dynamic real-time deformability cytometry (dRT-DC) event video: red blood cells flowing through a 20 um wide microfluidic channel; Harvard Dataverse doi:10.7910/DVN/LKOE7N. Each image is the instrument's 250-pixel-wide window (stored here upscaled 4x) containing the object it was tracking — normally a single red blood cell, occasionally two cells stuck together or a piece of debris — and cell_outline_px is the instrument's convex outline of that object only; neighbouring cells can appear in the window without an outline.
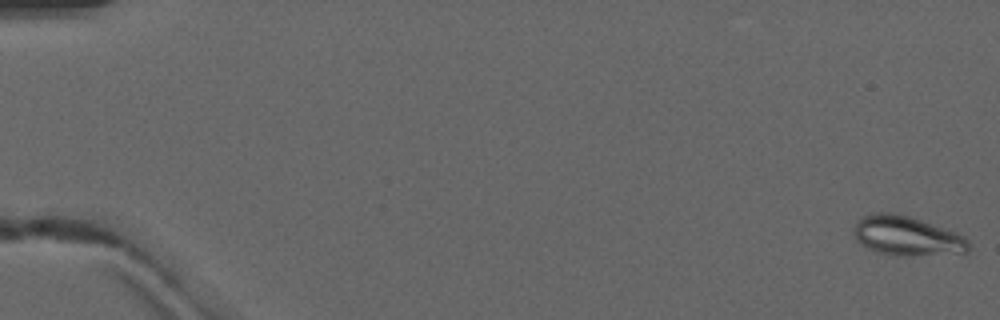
{"species": "common noctule bat (a hibernating species)", "species_latin": "Nyctalus noctula", "temperature_condition": "warm", "stored_images_in_passage": 6, "camera_frame_rate_fps": 3000, "um_per_image_px": 0.085, "animal": {"sex": "male", "forearm_length_mm": 52.5}, "frame": {"image": 1, "passage_image": 1, "time_ms": 0.0, "image_size_px": [1000, 320], "cell_outline_px": [[968, 252], [908, 256], [892, 256], [876, 252], [860, 244], [856, 240], [856, 224], [860, 216], [872, 212], [892, 212], [908, 216], [956, 232], [964, 236], [968, 240]], "centroid_in_image_um": [77.05, 20.05], "position_along_channel_um": 7.9, "area_um2": 26.36}}